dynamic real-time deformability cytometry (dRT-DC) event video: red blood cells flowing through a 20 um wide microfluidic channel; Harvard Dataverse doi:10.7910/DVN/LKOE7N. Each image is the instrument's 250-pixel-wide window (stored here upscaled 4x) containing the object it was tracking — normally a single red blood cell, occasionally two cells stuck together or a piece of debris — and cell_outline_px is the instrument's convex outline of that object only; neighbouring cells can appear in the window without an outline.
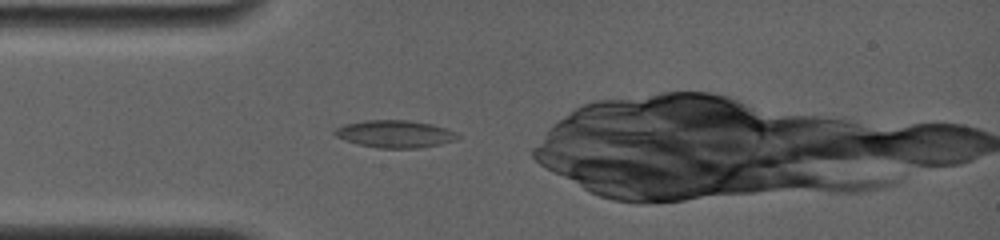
{"species": "common noctule bat (a hibernating species)", "species_latin": "Nyctalus noctula", "temperature_condition": "room temperature", "stored_images_in_passage": 1, "camera_frame_rate_fps": 4000, "um_per_image_px": 0.085, "animal": {"sex": "female", "body_mass_g": 19.0, "forearm_length_mm": 56.7}, "frame": {"image": 1, "passage_image": 1, "time_ms": 0.0, "image_size_px": [1000, 240], "cell_outline_px": [[460, 136], [456, 140], [440, 144], [420, 148], [376, 148], [344, 140], [336, 136], [332, 132], [336, 128], [344, 124], [364, 120], [408, 120], [432, 124], [456, 132]], "centroid_in_image_um": [33.56, 11.38], "position_along_channel_um": 51.4, "area_um2": 19.65}}